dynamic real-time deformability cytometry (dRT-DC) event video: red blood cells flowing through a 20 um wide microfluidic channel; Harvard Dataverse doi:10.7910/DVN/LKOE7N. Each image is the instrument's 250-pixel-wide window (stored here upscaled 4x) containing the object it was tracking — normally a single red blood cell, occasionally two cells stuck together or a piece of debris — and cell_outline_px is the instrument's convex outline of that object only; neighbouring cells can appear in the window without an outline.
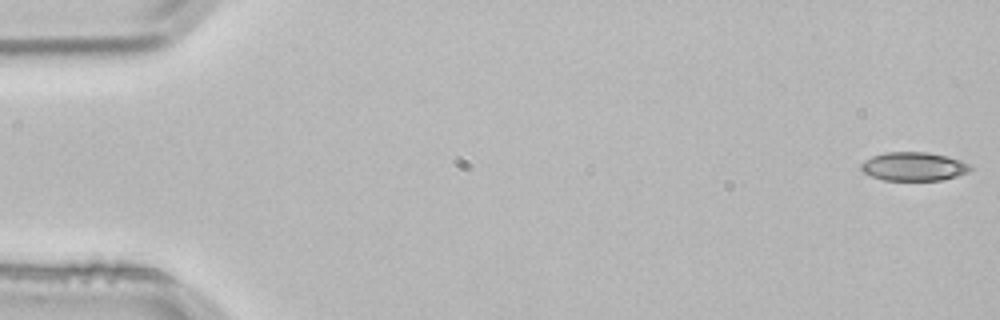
{"species": "common noctule bat (a hibernating species)", "species_latin": "Nyctalus noctula", "temperature_condition": "room temperature", "stored_images_in_passage": 4, "camera_frame_rate_fps": 3000, "um_per_image_px": 0.085, "animal": {"sex": "male", "body_mass_g": 21.5, "forearm_length_mm": 52.0}, "frame": {"image": 1, "passage_image": 1, "time_ms": 0.0, "image_size_px": [1000, 320], "cell_outline_px": [[972, 168], [968, 172], [956, 176], [940, 180], [884, 180], [872, 176], [864, 172], [860, 168], [860, 164], [864, 160], [872, 156], [888, 152], [924, 152], [948, 156], [960, 160], [968, 164]], "centroid_in_image_um": [77.65, 14.15], "position_along_channel_um": 7.4, "area_um2": 18.09}}